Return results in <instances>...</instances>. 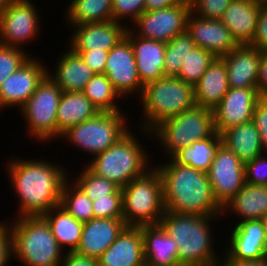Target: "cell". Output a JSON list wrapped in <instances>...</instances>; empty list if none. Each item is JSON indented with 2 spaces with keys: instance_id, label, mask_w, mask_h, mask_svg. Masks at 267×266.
Wrapping results in <instances>:
<instances>
[{
  "instance_id": "1",
  "label": "cell",
  "mask_w": 267,
  "mask_h": 266,
  "mask_svg": "<svg viewBox=\"0 0 267 266\" xmlns=\"http://www.w3.org/2000/svg\"><path fill=\"white\" fill-rule=\"evenodd\" d=\"M8 160V179L18 199V217L43 216L50 209L60 206L62 189L69 178L67 170L55 162L43 159ZM62 167V168H61Z\"/></svg>"
},
{
  "instance_id": "2",
  "label": "cell",
  "mask_w": 267,
  "mask_h": 266,
  "mask_svg": "<svg viewBox=\"0 0 267 266\" xmlns=\"http://www.w3.org/2000/svg\"><path fill=\"white\" fill-rule=\"evenodd\" d=\"M155 167L162 177L165 211L193 216H223V209L213 196L207 172L181 165L172 158Z\"/></svg>"
},
{
  "instance_id": "3",
  "label": "cell",
  "mask_w": 267,
  "mask_h": 266,
  "mask_svg": "<svg viewBox=\"0 0 267 266\" xmlns=\"http://www.w3.org/2000/svg\"><path fill=\"white\" fill-rule=\"evenodd\" d=\"M218 218L221 217L193 216L165 211L159 224L177 243L181 266H218L221 257L213 246L214 231H211L213 229L210 226L211 219L217 221Z\"/></svg>"
},
{
  "instance_id": "4",
  "label": "cell",
  "mask_w": 267,
  "mask_h": 266,
  "mask_svg": "<svg viewBox=\"0 0 267 266\" xmlns=\"http://www.w3.org/2000/svg\"><path fill=\"white\" fill-rule=\"evenodd\" d=\"M8 227L12 236L13 257L21 264L59 266L65 250L60 247L42 216L14 217Z\"/></svg>"
},
{
  "instance_id": "5",
  "label": "cell",
  "mask_w": 267,
  "mask_h": 266,
  "mask_svg": "<svg viewBox=\"0 0 267 266\" xmlns=\"http://www.w3.org/2000/svg\"><path fill=\"white\" fill-rule=\"evenodd\" d=\"M141 134L148 133L164 120L196 106L194 86L177 77H163L144 86Z\"/></svg>"
},
{
  "instance_id": "6",
  "label": "cell",
  "mask_w": 267,
  "mask_h": 266,
  "mask_svg": "<svg viewBox=\"0 0 267 266\" xmlns=\"http://www.w3.org/2000/svg\"><path fill=\"white\" fill-rule=\"evenodd\" d=\"M133 133L129 130L106 151L92 156L87 166L120 188L147 173L154 164H151L148 152L146 153Z\"/></svg>"
},
{
  "instance_id": "7",
  "label": "cell",
  "mask_w": 267,
  "mask_h": 266,
  "mask_svg": "<svg viewBox=\"0 0 267 266\" xmlns=\"http://www.w3.org/2000/svg\"><path fill=\"white\" fill-rule=\"evenodd\" d=\"M121 189L123 219L127 226L140 227L160 223L165 213L163 182L155 166Z\"/></svg>"
},
{
  "instance_id": "8",
  "label": "cell",
  "mask_w": 267,
  "mask_h": 266,
  "mask_svg": "<svg viewBox=\"0 0 267 266\" xmlns=\"http://www.w3.org/2000/svg\"><path fill=\"white\" fill-rule=\"evenodd\" d=\"M215 132L212 109L195 106L159 123L147 136L156 142L171 158L176 152L191 145L194 141L209 138ZM152 134V135H151ZM154 136H156L154 138Z\"/></svg>"
},
{
  "instance_id": "9",
  "label": "cell",
  "mask_w": 267,
  "mask_h": 266,
  "mask_svg": "<svg viewBox=\"0 0 267 266\" xmlns=\"http://www.w3.org/2000/svg\"><path fill=\"white\" fill-rule=\"evenodd\" d=\"M123 112H99L94 118L69 128L61 138L84 153L93 156L103 153L130 130Z\"/></svg>"
},
{
  "instance_id": "10",
  "label": "cell",
  "mask_w": 267,
  "mask_h": 266,
  "mask_svg": "<svg viewBox=\"0 0 267 266\" xmlns=\"http://www.w3.org/2000/svg\"><path fill=\"white\" fill-rule=\"evenodd\" d=\"M63 91L48 76L39 83L34 93L20 109L27 131L34 140L50 142L57 138V109Z\"/></svg>"
},
{
  "instance_id": "11",
  "label": "cell",
  "mask_w": 267,
  "mask_h": 266,
  "mask_svg": "<svg viewBox=\"0 0 267 266\" xmlns=\"http://www.w3.org/2000/svg\"><path fill=\"white\" fill-rule=\"evenodd\" d=\"M35 7L32 0L11 1L0 14L1 45L24 48L29 41L38 38L41 21Z\"/></svg>"
},
{
  "instance_id": "12",
  "label": "cell",
  "mask_w": 267,
  "mask_h": 266,
  "mask_svg": "<svg viewBox=\"0 0 267 266\" xmlns=\"http://www.w3.org/2000/svg\"><path fill=\"white\" fill-rule=\"evenodd\" d=\"M190 12L191 4H177L165 9L144 11L129 29L138 37L167 43L186 30ZM133 25L136 27H132Z\"/></svg>"
},
{
  "instance_id": "13",
  "label": "cell",
  "mask_w": 267,
  "mask_h": 266,
  "mask_svg": "<svg viewBox=\"0 0 267 266\" xmlns=\"http://www.w3.org/2000/svg\"><path fill=\"white\" fill-rule=\"evenodd\" d=\"M213 196L223 209L245 184V164L222 144L207 172Z\"/></svg>"
},
{
  "instance_id": "14",
  "label": "cell",
  "mask_w": 267,
  "mask_h": 266,
  "mask_svg": "<svg viewBox=\"0 0 267 266\" xmlns=\"http://www.w3.org/2000/svg\"><path fill=\"white\" fill-rule=\"evenodd\" d=\"M103 74L120 97L135 94L141 97L144 86L137 71L132 45L126 37L109 50Z\"/></svg>"
},
{
  "instance_id": "15",
  "label": "cell",
  "mask_w": 267,
  "mask_h": 266,
  "mask_svg": "<svg viewBox=\"0 0 267 266\" xmlns=\"http://www.w3.org/2000/svg\"><path fill=\"white\" fill-rule=\"evenodd\" d=\"M43 63L32 56L4 80L0 85V111L13 106L20 110L25 105L48 73Z\"/></svg>"
},
{
  "instance_id": "16",
  "label": "cell",
  "mask_w": 267,
  "mask_h": 266,
  "mask_svg": "<svg viewBox=\"0 0 267 266\" xmlns=\"http://www.w3.org/2000/svg\"><path fill=\"white\" fill-rule=\"evenodd\" d=\"M261 98L257 87L229 88L213 109L215 131L221 135L230 127L252 121L253 110Z\"/></svg>"
},
{
  "instance_id": "17",
  "label": "cell",
  "mask_w": 267,
  "mask_h": 266,
  "mask_svg": "<svg viewBox=\"0 0 267 266\" xmlns=\"http://www.w3.org/2000/svg\"><path fill=\"white\" fill-rule=\"evenodd\" d=\"M228 241L230 242L224 253L228 260L247 261L267 258V234L261 219L238 222L233 227Z\"/></svg>"
},
{
  "instance_id": "18",
  "label": "cell",
  "mask_w": 267,
  "mask_h": 266,
  "mask_svg": "<svg viewBox=\"0 0 267 266\" xmlns=\"http://www.w3.org/2000/svg\"><path fill=\"white\" fill-rule=\"evenodd\" d=\"M186 31L195 45L221 58L238 46L230 30L217 19L200 18L190 12L186 22Z\"/></svg>"
},
{
  "instance_id": "19",
  "label": "cell",
  "mask_w": 267,
  "mask_h": 266,
  "mask_svg": "<svg viewBox=\"0 0 267 266\" xmlns=\"http://www.w3.org/2000/svg\"><path fill=\"white\" fill-rule=\"evenodd\" d=\"M130 25L113 20L102 23H91L71 26L69 48L73 51H109L125 38Z\"/></svg>"
},
{
  "instance_id": "20",
  "label": "cell",
  "mask_w": 267,
  "mask_h": 266,
  "mask_svg": "<svg viewBox=\"0 0 267 266\" xmlns=\"http://www.w3.org/2000/svg\"><path fill=\"white\" fill-rule=\"evenodd\" d=\"M127 227L123 218H92L84 223L76 253L99 258Z\"/></svg>"
},
{
  "instance_id": "21",
  "label": "cell",
  "mask_w": 267,
  "mask_h": 266,
  "mask_svg": "<svg viewBox=\"0 0 267 266\" xmlns=\"http://www.w3.org/2000/svg\"><path fill=\"white\" fill-rule=\"evenodd\" d=\"M98 262L99 266H146L141 226H127Z\"/></svg>"
},
{
  "instance_id": "22",
  "label": "cell",
  "mask_w": 267,
  "mask_h": 266,
  "mask_svg": "<svg viewBox=\"0 0 267 266\" xmlns=\"http://www.w3.org/2000/svg\"><path fill=\"white\" fill-rule=\"evenodd\" d=\"M125 37L130 41L137 64V71L143 86L164 75L166 43L136 36L129 28Z\"/></svg>"
},
{
  "instance_id": "23",
  "label": "cell",
  "mask_w": 267,
  "mask_h": 266,
  "mask_svg": "<svg viewBox=\"0 0 267 266\" xmlns=\"http://www.w3.org/2000/svg\"><path fill=\"white\" fill-rule=\"evenodd\" d=\"M262 50L238 45L221 58L226 64L229 88L257 87Z\"/></svg>"
},
{
  "instance_id": "24",
  "label": "cell",
  "mask_w": 267,
  "mask_h": 266,
  "mask_svg": "<svg viewBox=\"0 0 267 266\" xmlns=\"http://www.w3.org/2000/svg\"><path fill=\"white\" fill-rule=\"evenodd\" d=\"M262 6L256 0H231L220 21L230 30L238 45L252 42Z\"/></svg>"
},
{
  "instance_id": "25",
  "label": "cell",
  "mask_w": 267,
  "mask_h": 266,
  "mask_svg": "<svg viewBox=\"0 0 267 266\" xmlns=\"http://www.w3.org/2000/svg\"><path fill=\"white\" fill-rule=\"evenodd\" d=\"M141 231L146 266H181L177 243L160 224L143 225Z\"/></svg>"
},
{
  "instance_id": "26",
  "label": "cell",
  "mask_w": 267,
  "mask_h": 266,
  "mask_svg": "<svg viewBox=\"0 0 267 266\" xmlns=\"http://www.w3.org/2000/svg\"><path fill=\"white\" fill-rule=\"evenodd\" d=\"M56 62L55 72L48 68L47 74L63 92H82L95 74L80 55L70 48L64 54L61 53Z\"/></svg>"
},
{
  "instance_id": "27",
  "label": "cell",
  "mask_w": 267,
  "mask_h": 266,
  "mask_svg": "<svg viewBox=\"0 0 267 266\" xmlns=\"http://www.w3.org/2000/svg\"><path fill=\"white\" fill-rule=\"evenodd\" d=\"M229 90L226 64L215 58L200 80L194 85L195 104L214 109Z\"/></svg>"
},
{
  "instance_id": "28",
  "label": "cell",
  "mask_w": 267,
  "mask_h": 266,
  "mask_svg": "<svg viewBox=\"0 0 267 266\" xmlns=\"http://www.w3.org/2000/svg\"><path fill=\"white\" fill-rule=\"evenodd\" d=\"M226 212L239 216V222L262 219L267 214V186L245 183L223 208V216Z\"/></svg>"
},
{
  "instance_id": "29",
  "label": "cell",
  "mask_w": 267,
  "mask_h": 266,
  "mask_svg": "<svg viewBox=\"0 0 267 266\" xmlns=\"http://www.w3.org/2000/svg\"><path fill=\"white\" fill-rule=\"evenodd\" d=\"M99 110L82 92H63L57 109V138L69 128L94 118Z\"/></svg>"
},
{
  "instance_id": "30",
  "label": "cell",
  "mask_w": 267,
  "mask_h": 266,
  "mask_svg": "<svg viewBox=\"0 0 267 266\" xmlns=\"http://www.w3.org/2000/svg\"><path fill=\"white\" fill-rule=\"evenodd\" d=\"M221 137L223 144L244 164L265 152L258 130L252 121L228 128Z\"/></svg>"
},
{
  "instance_id": "31",
  "label": "cell",
  "mask_w": 267,
  "mask_h": 266,
  "mask_svg": "<svg viewBox=\"0 0 267 266\" xmlns=\"http://www.w3.org/2000/svg\"><path fill=\"white\" fill-rule=\"evenodd\" d=\"M42 217L49 224L60 247H68L65 249L67 252H75L81 242L84 223L77 221L61 205L50 209Z\"/></svg>"
},
{
  "instance_id": "32",
  "label": "cell",
  "mask_w": 267,
  "mask_h": 266,
  "mask_svg": "<svg viewBox=\"0 0 267 266\" xmlns=\"http://www.w3.org/2000/svg\"><path fill=\"white\" fill-rule=\"evenodd\" d=\"M222 144L221 135L215 131L209 138L194 141L191 145L176 152L171 158L181 165L208 172Z\"/></svg>"
},
{
  "instance_id": "33",
  "label": "cell",
  "mask_w": 267,
  "mask_h": 266,
  "mask_svg": "<svg viewBox=\"0 0 267 266\" xmlns=\"http://www.w3.org/2000/svg\"><path fill=\"white\" fill-rule=\"evenodd\" d=\"M68 4L65 19L70 26L112 20V0H70Z\"/></svg>"
},
{
  "instance_id": "34",
  "label": "cell",
  "mask_w": 267,
  "mask_h": 266,
  "mask_svg": "<svg viewBox=\"0 0 267 266\" xmlns=\"http://www.w3.org/2000/svg\"><path fill=\"white\" fill-rule=\"evenodd\" d=\"M82 93L99 112L122 111L117 102V99H120V95L115 91L105 74H94L84 87Z\"/></svg>"
},
{
  "instance_id": "35",
  "label": "cell",
  "mask_w": 267,
  "mask_h": 266,
  "mask_svg": "<svg viewBox=\"0 0 267 266\" xmlns=\"http://www.w3.org/2000/svg\"><path fill=\"white\" fill-rule=\"evenodd\" d=\"M92 204L93 201L74 182L65 181L60 205L77 221L86 223L94 218Z\"/></svg>"
},
{
  "instance_id": "36",
  "label": "cell",
  "mask_w": 267,
  "mask_h": 266,
  "mask_svg": "<svg viewBox=\"0 0 267 266\" xmlns=\"http://www.w3.org/2000/svg\"><path fill=\"white\" fill-rule=\"evenodd\" d=\"M195 47V42L186 30L177 34L172 40L167 42L164 55L165 77H177L184 58H186L188 52Z\"/></svg>"
},
{
  "instance_id": "37",
  "label": "cell",
  "mask_w": 267,
  "mask_h": 266,
  "mask_svg": "<svg viewBox=\"0 0 267 266\" xmlns=\"http://www.w3.org/2000/svg\"><path fill=\"white\" fill-rule=\"evenodd\" d=\"M215 58L216 57L212 53L196 46L190 50L187 57L184 58L177 78L194 86L204 75Z\"/></svg>"
},
{
  "instance_id": "38",
  "label": "cell",
  "mask_w": 267,
  "mask_h": 266,
  "mask_svg": "<svg viewBox=\"0 0 267 266\" xmlns=\"http://www.w3.org/2000/svg\"><path fill=\"white\" fill-rule=\"evenodd\" d=\"M81 171L78 177L73 179V182L84 191L91 201L107 197L119 188L114 182L94 173L88 166Z\"/></svg>"
},
{
  "instance_id": "39",
  "label": "cell",
  "mask_w": 267,
  "mask_h": 266,
  "mask_svg": "<svg viewBox=\"0 0 267 266\" xmlns=\"http://www.w3.org/2000/svg\"><path fill=\"white\" fill-rule=\"evenodd\" d=\"M25 50L0 44V85L32 56Z\"/></svg>"
},
{
  "instance_id": "40",
  "label": "cell",
  "mask_w": 267,
  "mask_h": 266,
  "mask_svg": "<svg viewBox=\"0 0 267 266\" xmlns=\"http://www.w3.org/2000/svg\"><path fill=\"white\" fill-rule=\"evenodd\" d=\"M94 218H123L122 189L107 197L97 198L92 204Z\"/></svg>"
},
{
  "instance_id": "41",
  "label": "cell",
  "mask_w": 267,
  "mask_h": 266,
  "mask_svg": "<svg viewBox=\"0 0 267 266\" xmlns=\"http://www.w3.org/2000/svg\"><path fill=\"white\" fill-rule=\"evenodd\" d=\"M145 1L146 0H112V20L122 24L124 23L123 20L129 18L128 20L133 24L145 11Z\"/></svg>"
},
{
  "instance_id": "42",
  "label": "cell",
  "mask_w": 267,
  "mask_h": 266,
  "mask_svg": "<svg viewBox=\"0 0 267 266\" xmlns=\"http://www.w3.org/2000/svg\"><path fill=\"white\" fill-rule=\"evenodd\" d=\"M231 0H192L191 12L200 18L220 20Z\"/></svg>"
},
{
  "instance_id": "43",
  "label": "cell",
  "mask_w": 267,
  "mask_h": 266,
  "mask_svg": "<svg viewBox=\"0 0 267 266\" xmlns=\"http://www.w3.org/2000/svg\"><path fill=\"white\" fill-rule=\"evenodd\" d=\"M245 183L267 186V151L245 163Z\"/></svg>"
},
{
  "instance_id": "44",
  "label": "cell",
  "mask_w": 267,
  "mask_h": 266,
  "mask_svg": "<svg viewBox=\"0 0 267 266\" xmlns=\"http://www.w3.org/2000/svg\"><path fill=\"white\" fill-rule=\"evenodd\" d=\"M252 122L258 130L261 145L267 151V98L262 97L253 110Z\"/></svg>"
},
{
  "instance_id": "45",
  "label": "cell",
  "mask_w": 267,
  "mask_h": 266,
  "mask_svg": "<svg viewBox=\"0 0 267 266\" xmlns=\"http://www.w3.org/2000/svg\"><path fill=\"white\" fill-rule=\"evenodd\" d=\"M252 47L267 50V6L263 5L258 15L257 25L252 42Z\"/></svg>"
},
{
  "instance_id": "46",
  "label": "cell",
  "mask_w": 267,
  "mask_h": 266,
  "mask_svg": "<svg viewBox=\"0 0 267 266\" xmlns=\"http://www.w3.org/2000/svg\"><path fill=\"white\" fill-rule=\"evenodd\" d=\"M79 54L83 61L91 68L95 74H103L109 51L90 50V51H74Z\"/></svg>"
},
{
  "instance_id": "47",
  "label": "cell",
  "mask_w": 267,
  "mask_h": 266,
  "mask_svg": "<svg viewBox=\"0 0 267 266\" xmlns=\"http://www.w3.org/2000/svg\"><path fill=\"white\" fill-rule=\"evenodd\" d=\"M13 257L12 236L6 222L0 221V266H8Z\"/></svg>"
},
{
  "instance_id": "48",
  "label": "cell",
  "mask_w": 267,
  "mask_h": 266,
  "mask_svg": "<svg viewBox=\"0 0 267 266\" xmlns=\"http://www.w3.org/2000/svg\"><path fill=\"white\" fill-rule=\"evenodd\" d=\"M59 266H99V262L97 258L66 251Z\"/></svg>"
},
{
  "instance_id": "49",
  "label": "cell",
  "mask_w": 267,
  "mask_h": 266,
  "mask_svg": "<svg viewBox=\"0 0 267 266\" xmlns=\"http://www.w3.org/2000/svg\"><path fill=\"white\" fill-rule=\"evenodd\" d=\"M257 90L261 97L267 96V50L262 51L261 60L259 64Z\"/></svg>"
},
{
  "instance_id": "50",
  "label": "cell",
  "mask_w": 267,
  "mask_h": 266,
  "mask_svg": "<svg viewBox=\"0 0 267 266\" xmlns=\"http://www.w3.org/2000/svg\"><path fill=\"white\" fill-rule=\"evenodd\" d=\"M177 4H190L186 0H146L145 11L165 9Z\"/></svg>"
},
{
  "instance_id": "51",
  "label": "cell",
  "mask_w": 267,
  "mask_h": 266,
  "mask_svg": "<svg viewBox=\"0 0 267 266\" xmlns=\"http://www.w3.org/2000/svg\"><path fill=\"white\" fill-rule=\"evenodd\" d=\"M223 259V260H222ZM219 261L218 266H267V258L263 260H228L225 256Z\"/></svg>"
},
{
  "instance_id": "52",
  "label": "cell",
  "mask_w": 267,
  "mask_h": 266,
  "mask_svg": "<svg viewBox=\"0 0 267 266\" xmlns=\"http://www.w3.org/2000/svg\"><path fill=\"white\" fill-rule=\"evenodd\" d=\"M12 0H0V14L11 3Z\"/></svg>"
},
{
  "instance_id": "53",
  "label": "cell",
  "mask_w": 267,
  "mask_h": 266,
  "mask_svg": "<svg viewBox=\"0 0 267 266\" xmlns=\"http://www.w3.org/2000/svg\"><path fill=\"white\" fill-rule=\"evenodd\" d=\"M261 220L263 221L264 229H265V232L267 234V214L264 217H262Z\"/></svg>"
},
{
  "instance_id": "54",
  "label": "cell",
  "mask_w": 267,
  "mask_h": 266,
  "mask_svg": "<svg viewBox=\"0 0 267 266\" xmlns=\"http://www.w3.org/2000/svg\"><path fill=\"white\" fill-rule=\"evenodd\" d=\"M258 3L266 5L267 4V0H256Z\"/></svg>"
}]
</instances>
